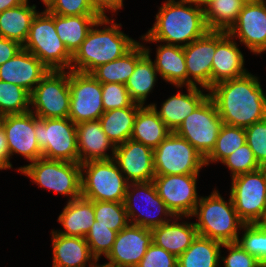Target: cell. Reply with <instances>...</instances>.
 Masks as SVG:
<instances>
[{
  "instance_id": "obj_28",
  "label": "cell",
  "mask_w": 266,
  "mask_h": 267,
  "mask_svg": "<svg viewBox=\"0 0 266 267\" xmlns=\"http://www.w3.org/2000/svg\"><path fill=\"white\" fill-rule=\"evenodd\" d=\"M154 65L165 82L176 88L187 86V69L183 47L169 44L156 45Z\"/></svg>"
},
{
  "instance_id": "obj_1",
  "label": "cell",
  "mask_w": 266,
  "mask_h": 267,
  "mask_svg": "<svg viewBox=\"0 0 266 267\" xmlns=\"http://www.w3.org/2000/svg\"><path fill=\"white\" fill-rule=\"evenodd\" d=\"M259 79L248 72L209 89L224 124L246 128L266 118V93Z\"/></svg>"
},
{
  "instance_id": "obj_17",
  "label": "cell",
  "mask_w": 266,
  "mask_h": 267,
  "mask_svg": "<svg viewBox=\"0 0 266 267\" xmlns=\"http://www.w3.org/2000/svg\"><path fill=\"white\" fill-rule=\"evenodd\" d=\"M250 53L260 55L266 52V2H246L238 18L227 31Z\"/></svg>"
},
{
  "instance_id": "obj_18",
  "label": "cell",
  "mask_w": 266,
  "mask_h": 267,
  "mask_svg": "<svg viewBox=\"0 0 266 267\" xmlns=\"http://www.w3.org/2000/svg\"><path fill=\"white\" fill-rule=\"evenodd\" d=\"M1 126L6 134L10 160L14 154H19L30 163L42 158V150L35 137L34 113L4 115Z\"/></svg>"
},
{
  "instance_id": "obj_2",
  "label": "cell",
  "mask_w": 266,
  "mask_h": 267,
  "mask_svg": "<svg viewBox=\"0 0 266 267\" xmlns=\"http://www.w3.org/2000/svg\"><path fill=\"white\" fill-rule=\"evenodd\" d=\"M208 30L202 7L185 0H166L159 7L153 26L140 40L185 47Z\"/></svg>"
},
{
  "instance_id": "obj_38",
  "label": "cell",
  "mask_w": 266,
  "mask_h": 267,
  "mask_svg": "<svg viewBox=\"0 0 266 267\" xmlns=\"http://www.w3.org/2000/svg\"><path fill=\"white\" fill-rule=\"evenodd\" d=\"M95 225H103L117 233L130 222L124 202L93 201Z\"/></svg>"
},
{
  "instance_id": "obj_58",
  "label": "cell",
  "mask_w": 266,
  "mask_h": 267,
  "mask_svg": "<svg viewBox=\"0 0 266 267\" xmlns=\"http://www.w3.org/2000/svg\"><path fill=\"white\" fill-rule=\"evenodd\" d=\"M2 119H3V115L0 113V126H1V123H2Z\"/></svg>"
},
{
  "instance_id": "obj_24",
  "label": "cell",
  "mask_w": 266,
  "mask_h": 267,
  "mask_svg": "<svg viewBox=\"0 0 266 267\" xmlns=\"http://www.w3.org/2000/svg\"><path fill=\"white\" fill-rule=\"evenodd\" d=\"M79 163L113 159L115 146L102 129L99 120L76 124ZM110 150V155L108 152Z\"/></svg>"
},
{
  "instance_id": "obj_34",
  "label": "cell",
  "mask_w": 266,
  "mask_h": 267,
  "mask_svg": "<svg viewBox=\"0 0 266 267\" xmlns=\"http://www.w3.org/2000/svg\"><path fill=\"white\" fill-rule=\"evenodd\" d=\"M100 15H55L56 32L67 50L74 55Z\"/></svg>"
},
{
  "instance_id": "obj_47",
  "label": "cell",
  "mask_w": 266,
  "mask_h": 267,
  "mask_svg": "<svg viewBox=\"0 0 266 267\" xmlns=\"http://www.w3.org/2000/svg\"><path fill=\"white\" fill-rule=\"evenodd\" d=\"M136 267H177V257L152 243Z\"/></svg>"
},
{
  "instance_id": "obj_8",
  "label": "cell",
  "mask_w": 266,
  "mask_h": 267,
  "mask_svg": "<svg viewBox=\"0 0 266 267\" xmlns=\"http://www.w3.org/2000/svg\"><path fill=\"white\" fill-rule=\"evenodd\" d=\"M34 131L43 158L79 163L76 124L70 118L41 119L34 114Z\"/></svg>"
},
{
  "instance_id": "obj_13",
  "label": "cell",
  "mask_w": 266,
  "mask_h": 267,
  "mask_svg": "<svg viewBox=\"0 0 266 267\" xmlns=\"http://www.w3.org/2000/svg\"><path fill=\"white\" fill-rule=\"evenodd\" d=\"M222 124L216 105L208 96L184 119L175 133L186 139L206 158L216 145Z\"/></svg>"
},
{
  "instance_id": "obj_52",
  "label": "cell",
  "mask_w": 266,
  "mask_h": 267,
  "mask_svg": "<svg viewBox=\"0 0 266 267\" xmlns=\"http://www.w3.org/2000/svg\"><path fill=\"white\" fill-rule=\"evenodd\" d=\"M185 1L191 2L192 4L202 7L204 9L213 0H185Z\"/></svg>"
},
{
  "instance_id": "obj_22",
  "label": "cell",
  "mask_w": 266,
  "mask_h": 267,
  "mask_svg": "<svg viewBox=\"0 0 266 267\" xmlns=\"http://www.w3.org/2000/svg\"><path fill=\"white\" fill-rule=\"evenodd\" d=\"M186 90L187 93L178 91L177 94L168 97L159 109L155 103L147 104L172 132H175L184 119L209 96V90L205 88L186 86Z\"/></svg>"
},
{
  "instance_id": "obj_26",
  "label": "cell",
  "mask_w": 266,
  "mask_h": 267,
  "mask_svg": "<svg viewBox=\"0 0 266 267\" xmlns=\"http://www.w3.org/2000/svg\"><path fill=\"white\" fill-rule=\"evenodd\" d=\"M52 267H86L96 261L85 238L64 236L51 231Z\"/></svg>"
},
{
  "instance_id": "obj_25",
  "label": "cell",
  "mask_w": 266,
  "mask_h": 267,
  "mask_svg": "<svg viewBox=\"0 0 266 267\" xmlns=\"http://www.w3.org/2000/svg\"><path fill=\"white\" fill-rule=\"evenodd\" d=\"M191 216H174L169 222L153 228V243L177 258L192 244L198 235L194 222L182 219ZM181 220L180 222H177ZM184 221V222H183Z\"/></svg>"
},
{
  "instance_id": "obj_45",
  "label": "cell",
  "mask_w": 266,
  "mask_h": 267,
  "mask_svg": "<svg viewBox=\"0 0 266 267\" xmlns=\"http://www.w3.org/2000/svg\"><path fill=\"white\" fill-rule=\"evenodd\" d=\"M222 247L227 249V256L220 253V262L224 267H265L256 257L250 255L237 242L223 243Z\"/></svg>"
},
{
  "instance_id": "obj_39",
  "label": "cell",
  "mask_w": 266,
  "mask_h": 267,
  "mask_svg": "<svg viewBox=\"0 0 266 267\" xmlns=\"http://www.w3.org/2000/svg\"><path fill=\"white\" fill-rule=\"evenodd\" d=\"M30 111V93L24 88L0 80V113L22 114Z\"/></svg>"
},
{
  "instance_id": "obj_48",
  "label": "cell",
  "mask_w": 266,
  "mask_h": 267,
  "mask_svg": "<svg viewBox=\"0 0 266 267\" xmlns=\"http://www.w3.org/2000/svg\"><path fill=\"white\" fill-rule=\"evenodd\" d=\"M124 0H90L94 10L101 16L107 17L105 12L109 11L113 13L111 16H115L120 9L124 7Z\"/></svg>"
},
{
  "instance_id": "obj_49",
  "label": "cell",
  "mask_w": 266,
  "mask_h": 267,
  "mask_svg": "<svg viewBox=\"0 0 266 267\" xmlns=\"http://www.w3.org/2000/svg\"><path fill=\"white\" fill-rule=\"evenodd\" d=\"M21 49L22 45L18 42L0 37V65L11 59Z\"/></svg>"
},
{
  "instance_id": "obj_15",
  "label": "cell",
  "mask_w": 266,
  "mask_h": 267,
  "mask_svg": "<svg viewBox=\"0 0 266 267\" xmlns=\"http://www.w3.org/2000/svg\"><path fill=\"white\" fill-rule=\"evenodd\" d=\"M198 178L199 174L155 175L153 183L158 196L174 216H191L200 199Z\"/></svg>"
},
{
  "instance_id": "obj_4",
  "label": "cell",
  "mask_w": 266,
  "mask_h": 267,
  "mask_svg": "<svg viewBox=\"0 0 266 267\" xmlns=\"http://www.w3.org/2000/svg\"><path fill=\"white\" fill-rule=\"evenodd\" d=\"M191 217L198 235L220 241L221 243L236 242L241 234L239 230L245 223L237 214L231 196L225 201L219 191L214 188L209 196H201Z\"/></svg>"
},
{
  "instance_id": "obj_33",
  "label": "cell",
  "mask_w": 266,
  "mask_h": 267,
  "mask_svg": "<svg viewBox=\"0 0 266 267\" xmlns=\"http://www.w3.org/2000/svg\"><path fill=\"white\" fill-rule=\"evenodd\" d=\"M141 107L134 103L130 107L105 111L100 116L102 129L115 147L131 138L134 120Z\"/></svg>"
},
{
  "instance_id": "obj_31",
  "label": "cell",
  "mask_w": 266,
  "mask_h": 267,
  "mask_svg": "<svg viewBox=\"0 0 266 267\" xmlns=\"http://www.w3.org/2000/svg\"><path fill=\"white\" fill-rule=\"evenodd\" d=\"M172 131L151 106H142L135 117L131 138L155 149Z\"/></svg>"
},
{
  "instance_id": "obj_42",
  "label": "cell",
  "mask_w": 266,
  "mask_h": 267,
  "mask_svg": "<svg viewBox=\"0 0 266 267\" xmlns=\"http://www.w3.org/2000/svg\"><path fill=\"white\" fill-rule=\"evenodd\" d=\"M221 163L229 169L231 178L260 169V165L247 143L235 150Z\"/></svg>"
},
{
  "instance_id": "obj_46",
  "label": "cell",
  "mask_w": 266,
  "mask_h": 267,
  "mask_svg": "<svg viewBox=\"0 0 266 267\" xmlns=\"http://www.w3.org/2000/svg\"><path fill=\"white\" fill-rule=\"evenodd\" d=\"M47 11L61 16L99 15L90 0H56Z\"/></svg>"
},
{
  "instance_id": "obj_50",
  "label": "cell",
  "mask_w": 266,
  "mask_h": 267,
  "mask_svg": "<svg viewBox=\"0 0 266 267\" xmlns=\"http://www.w3.org/2000/svg\"><path fill=\"white\" fill-rule=\"evenodd\" d=\"M0 163L6 169L13 168V165L10 161V152L7 145L6 134L2 126H0Z\"/></svg>"
},
{
  "instance_id": "obj_6",
  "label": "cell",
  "mask_w": 266,
  "mask_h": 267,
  "mask_svg": "<svg viewBox=\"0 0 266 267\" xmlns=\"http://www.w3.org/2000/svg\"><path fill=\"white\" fill-rule=\"evenodd\" d=\"M42 189L68 197V202L81 197L80 163L39 158L18 169Z\"/></svg>"
},
{
  "instance_id": "obj_30",
  "label": "cell",
  "mask_w": 266,
  "mask_h": 267,
  "mask_svg": "<svg viewBox=\"0 0 266 267\" xmlns=\"http://www.w3.org/2000/svg\"><path fill=\"white\" fill-rule=\"evenodd\" d=\"M146 53L136 62L134 72L126 85L129 96L134 103L145 106L148 95L153 92L159 74L151 58L150 47L145 46Z\"/></svg>"
},
{
  "instance_id": "obj_7",
  "label": "cell",
  "mask_w": 266,
  "mask_h": 267,
  "mask_svg": "<svg viewBox=\"0 0 266 267\" xmlns=\"http://www.w3.org/2000/svg\"><path fill=\"white\" fill-rule=\"evenodd\" d=\"M80 167L82 197L91 201H125L128 182L113 159L88 161Z\"/></svg>"
},
{
  "instance_id": "obj_43",
  "label": "cell",
  "mask_w": 266,
  "mask_h": 267,
  "mask_svg": "<svg viewBox=\"0 0 266 267\" xmlns=\"http://www.w3.org/2000/svg\"><path fill=\"white\" fill-rule=\"evenodd\" d=\"M104 111L130 107L134 104L125 84L101 83Z\"/></svg>"
},
{
  "instance_id": "obj_10",
  "label": "cell",
  "mask_w": 266,
  "mask_h": 267,
  "mask_svg": "<svg viewBox=\"0 0 266 267\" xmlns=\"http://www.w3.org/2000/svg\"><path fill=\"white\" fill-rule=\"evenodd\" d=\"M30 111L38 118H67L70 109L69 70H50L30 94Z\"/></svg>"
},
{
  "instance_id": "obj_59",
  "label": "cell",
  "mask_w": 266,
  "mask_h": 267,
  "mask_svg": "<svg viewBox=\"0 0 266 267\" xmlns=\"http://www.w3.org/2000/svg\"><path fill=\"white\" fill-rule=\"evenodd\" d=\"M262 224L266 227V216H265V219L263 220Z\"/></svg>"
},
{
  "instance_id": "obj_36",
  "label": "cell",
  "mask_w": 266,
  "mask_h": 267,
  "mask_svg": "<svg viewBox=\"0 0 266 267\" xmlns=\"http://www.w3.org/2000/svg\"><path fill=\"white\" fill-rule=\"evenodd\" d=\"M244 0H213L204 8L205 22L209 30L228 31L235 23Z\"/></svg>"
},
{
  "instance_id": "obj_9",
  "label": "cell",
  "mask_w": 266,
  "mask_h": 267,
  "mask_svg": "<svg viewBox=\"0 0 266 267\" xmlns=\"http://www.w3.org/2000/svg\"><path fill=\"white\" fill-rule=\"evenodd\" d=\"M124 204L130 224L150 230L174 217L158 196L153 181L128 183Z\"/></svg>"
},
{
  "instance_id": "obj_19",
  "label": "cell",
  "mask_w": 266,
  "mask_h": 267,
  "mask_svg": "<svg viewBox=\"0 0 266 267\" xmlns=\"http://www.w3.org/2000/svg\"><path fill=\"white\" fill-rule=\"evenodd\" d=\"M152 243L153 234L150 229L129 224L117 233L105 259L114 267H136Z\"/></svg>"
},
{
  "instance_id": "obj_21",
  "label": "cell",
  "mask_w": 266,
  "mask_h": 267,
  "mask_svg": "<svg viewBox=\"0 0 266 267\" xmlns=\"http://www.w3.org/2000/svg\"><path fill=\"white\" fill-rule=\"evenodd\" d=\"M50 70L31 52L22 48L0 65V80L18 85L30 94Z\"/></svg>"
},
{
  "instance_id": "obj_41",
  "label": "cell",
  "mask_w": 266,
  "mask_h": 267,
  "mask_svg": "<svg viewBox=\"0 0 266 267\" xmlns=\"http://www.w3.org/2000/svg\"><path fill=\"white\" fill-rule=\"evenodd\" d=\"M117 232L103 225H95L90 227L89 232L85 236L89 245L90 252L96 260H100L103 255L106 257L114 244Z\"/></svg>"
},
{
  "instance_id": "obj_29",
  "label": "cell",
  "mask_w": 266,
  "mask_h": 267,
  "mask_svg": "<svg viewBox=\"0 0 266 267\" xmlns=\"http://www.w3.org/2000/svg\"><path fill=\"white\" fill-rule=\"evenodd\" d=\"M30 1L6 9L0 12V37L7 38L24 45L31 27V23L39 12L35 4L30 5Z\"/></svg>"
},
{
  "instance_id": "obj_5",
  "label": "cell",
  "mask_w": 266,
  "mask_h": 267,
  "mask_svg": "<svg viewBox=\"0 0 266 267\" xmlns=\"http://www.w3.org/2000/svg\"><path fill=\"white\" fill-rule=\"evenodd\" d=\"M22 48L35 55L49 70L71 68L73 55L56 32L55 14L47 10L38 12L34 17Z\"/></svg>"
},
{
  "instance_id": "obj_53",
  "label": "cell",
  "mask_w": 266,
  "mask_h": 267,
  "mask_svg": "<svg viewBox=\"0 0 266 267\" xmlns=\"http://www.w3.org/2000/svg\"><path fill=\"white\" fill-rule=\"evenodd\" d=\"M98 261L99 260H96L94 263H92L91 265H87V266L88 267H114L113 265H110L108 263L99 264Z\"/></svg>"
},
{
  "instance_id": "obj_11",
  "label": "cell",
  "mask_w": 266,
  "mask_h": 267,
  "mask_svg": "<svg viewBox=\"0 0 266 267\" xmlns=\"http://www.w3.org/2000/svg\"><path fill=\"white\" fill-rule=\"evenodd\" d=\"M155 175L200 174L205 158L186 139L171 132L154 150Z\"/></svg>"
},
{
  "instance_id": "obj_27",
  "label": "cell",
  "mask_w": 266,
  "mask_h": 267,
  "mask_svg": "<svg viewBox=\"0 0 266 267\" xmlns=\"http://www.w3.org/2000/svg\"><path fill=\"white\" fill-rule=\"evenodd\" d=\"M57 222L61 224L63 230H55L64 236H74L85 238L90 227L95 222L93 201L84 197H79L67 201L62 212L59 214Z\"/></svg>"
},
{
  "instance_id": "obj_3",
  "label": "cell",
  "mask_w": 266,
  "mask_h": 267,
  "mask_svg": "<svg viewBox=\"0 0 266 267\" xmlns=\"http://www.w3.org/2000/svg\"><path fill=\"white\" fill-rule=\"evenodd\" d=\"M114 19L107 16L96 21L73 55L70 70L91 73L98 66L122 57L138 42L124 34L122 24Z\"/></svg>"
},
{
  "instance_id": "obj_37",
  "label": "cell",
  "mask_w": 266,
  "mask_h": 267,
  "mask_svg": "<svg viewBox=\"0 0 266 267\" xmlns=\"http://www.w3.org/2000/svg\"><path fill=\"white\" fill-rule=\"evenodd\" d=\"M246 143L245 128L222 124L216 145L212 152L205 158L206 166L210 163H221L226 157Z\"/></svg>"
},
{
  "instance_id": "obj_35",
  "label": "cell",
  "mask_w": 266,
  "mask_h": 267,
  "mask_svg": "<svg viewBox=\"0 0 266 267\" xmlns=\"http://www.w3.org/2000/svg\"><path fill=\"white\" fill-rule=\"evenodd\" d=\"M220 241L197 235L177 258V267H220Z\"/></svg>"
},
{
  "instance_id": "obj_54",
  "label": "cell",
  "mask_w": 266,
  "mask_h": 267,
  "mask_svg": "<svg viewBox=\"0 0 266 267\" xmlns=\"http://www.w3.org/2000/svg\"><path fill=\"white\" fill-rule=\"evenodd\" d=\"M41 1L45 5L44 10H48L56 0H41Z\"/></svg>"
},
{
  "instance_id": "obj_16",
  "label": "cell",
  "mask_w": 266,
  "mask_h": 267,
  "mask_svg": "<svg viewBox=\"0 0 266 267\" xmlns=\"http://www.w3.org/2000/svg\"><path fill=\"white\" fill-rule=\"evenodd\" d=\"M227 31L208 30L202 37L183 47L187 69V86L211 88L212 61L216 44Z\"/></svg>"
},
{
  "instance_id": "obj_23",
  "label": "cell",
  "mask_w": 266,
  "mask_h": 267,
  "mask_svg": "<svg viewBox=\"0 0 266 267\" xmlns=\"http://www.w3.org/2000/svg\"><path fill=\"white\" fill-rule=\"evenodd\" d=\"M236 40L228 33L216 44L212 61L211 87L217 83L241 77L249 71Z\"/></svg>"
},
{
  "instance_id": "obj_20",
  "label": "cell",
  "mask_w": 266,
  "mask_h": 267,
  "mask_svg": "<svg viewBox=\"0 0 266 267\" xmlns=\"http://www.w3.org/2000/svg\"><path fill=\"white\" fill-rule=\"evenodd\" d=\"M113 160L128 183L153 181V149L143 143L128 139L115 147Z\"/></svg>"
},
{
  "instance_id": "obj_56",
  "label": "cell",
  "mask_w": 266,
  "mask_h": 267,
  "mask_svg": "<svg viewBox=\"0 0 266 267\" xmlns=\"http://www.w3.org/2000/svg\"><path fill=\"white\" fill-rule=\"evenodd\" d=\"M245 2H265V0H244Z\"/></svg>"
},
{
  "instance_id": "obj_32",
  "label": "cell",
  "mask_w": 266,
  "mask_h": 267,
  "mask_svg": "<svg viewBox=\"0 0 266 267\" xmlns=\"http://www.w3.org/2000/svg\"><path fill=\"white\" fill-rule=\"evenodd\" d=\"M145 53L144 45L138 41L122 57L98 66L90 74L100 83L126 84L134 72L136 62Z\"/></svg>"
},
{
  "instance_id": "obj_51",
  "label": "cell",
  "mask_w": 266,
  "mask_h": 267,
  "mask_svg": "<svg viewBox=\"0 0 266 267\" xmlns=\"http://www.w3.org/2000/svg\"><path fill=\"white\" fill-rule=\"evenodd\" d=\"M27 0H0V12H3L6 9L17 7Z\"/></svg>"
},
{
  "instance_id": "obj_40",
  "label": "cell",
  "mask_w": 266,
  "mask_h": 267,
  "mask_svg": "<svg viewBox=\"0 0 266 267\" xmlns=\"http://www.w3.org/2000/svg\"><path fill=\"white\" fill-rule=\"evenodd\" d=\"M241 233L236 242L266 267V227L262 223L245 224Z\"/></svg>"
},
{
  "instance_id": "obj_55",
  "label": "cell",
  "mask_w": 266,
  "mask_h": 267,
  "mask_svg": "<svg viewBox=\"0 0 266 267\" xmlns=\"http://www.w3.org/2000/svg\"><path fill=\"white\" fill-rule=\"evenodd\" d=\"M260 170L264 173V176L266 178V162L260 165Z\"/></svg>"
},
{
  "instance_id": "obj_44",
  "label": "cell",
  "mask_w": 266,
  "mask_h": 267,
  "mask_svg": "<svg viewBox=\"0 0 266 267\" xmlns=\"http://www.w3.org/2000/svg\"><path fill=\"white\" fill-rule=\"evenodd\" d=\"M246 143L262 165L266 162V118L245 128Z\"/></svg>"
},
{
  "instance_id": "obj_14",
  "label": "cell",
  "mask_w": 266,
  "mask_h": 267,
  "mask_svg": "<svg viewBox=\"0 0 266 267\" xmlns=\"http://www.w3.org/2000/svg\"><path fill=\"white\" fill-rule=\"evenodd\" d=\"M70 109L68 118L75 124L99 120L105 112L102 87L90 73L69 70Z\"/></svg>"
},
{
  "instance_id": "obj_12",
  "label": "cell",
  "mask_w": 266,
  "mask_h": 267,
  "mask_svg": "<svg viewBox=\"0 0 266 267\" xmlns=\"http://www.w3.org/2000/svg\"><path fill=\"white\" fill-rule=\"evenodd\" d=\"M230 195L245 224L262 223L266 216V178L259 169L231 178Z\"/></svg>"
},
{
  "instance_id": "obj_57",
  "label": "cell",
  "mask_w": 266,
  "mask_h": 267,
  "mask_svg": "<svg viewBox=\"0 0 266 267\" xmlns=\"http://www.w3.org/2000/svg\"><path fill=\"white\" fill-rule=\"evenodd\" d=\"M0 170H7V169L0 163Z\"/></svg>"
}]
</instances>
